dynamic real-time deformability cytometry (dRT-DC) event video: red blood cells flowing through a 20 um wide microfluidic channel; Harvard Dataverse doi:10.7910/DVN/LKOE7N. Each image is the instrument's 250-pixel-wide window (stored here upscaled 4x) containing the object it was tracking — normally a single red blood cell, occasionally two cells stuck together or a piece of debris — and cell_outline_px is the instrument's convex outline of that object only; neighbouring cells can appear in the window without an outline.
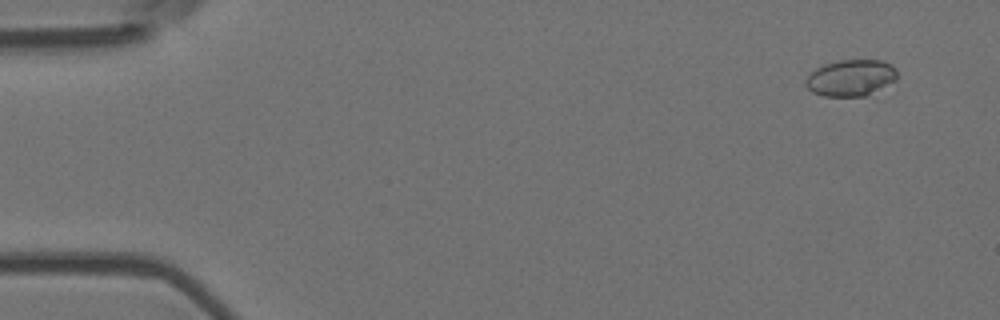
{"species": "Egyptian fruit bat (a non-hibernating species)", "species_latin": "Rousettus aegyptiacus", "temperature_condition": "room temperature", "stored_images_in_passage": 6, "camera_frame_rate_fps": 3000, "um_per_image_px": 0.085, "animal": {"sex": "female"}, "frame": {"image": 1, "passage_image": 2, "time_ms": 0.333, "image_size_px": [1000, 320], "cell_outline_px": [[896, 80], [876, 100], [824, 96], [812, 92], [804, 84], [804, 80], [808, 72], [824, 64], [840, 60], [880, 60], [892, 64], [896, 68]], "centroid_in_image_um": [72.41, 6.72], "position_along_channel_um": 12.6, "area_um2": 21.21}}
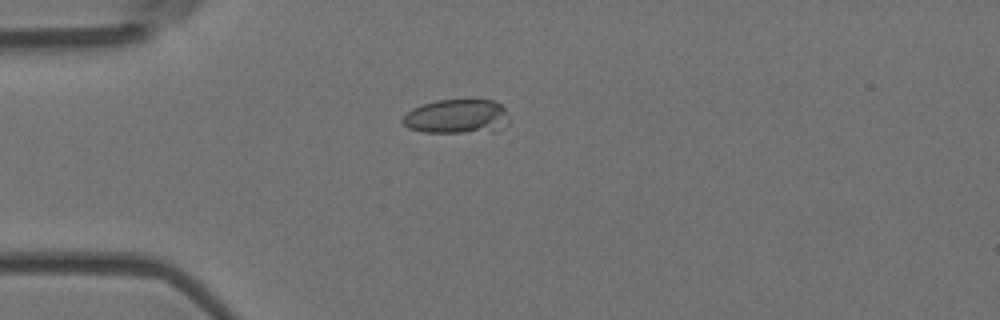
{"frame": {"image": 2, "passage_image": 5, "time_ms": 1.333, "image_size_px": [1000, 320], "cell_outline_px": [[508, 124], [496, 132], [424, 132], [408, 128], [400, 120], [412, 108], [420, 104], [436, 100], [496, 100], [504, 108], [508, 120]], "centroid_in_image_um": [38.84, 9.91], "position_along_channel_um": 46.2, "area_um2": 21.5}}